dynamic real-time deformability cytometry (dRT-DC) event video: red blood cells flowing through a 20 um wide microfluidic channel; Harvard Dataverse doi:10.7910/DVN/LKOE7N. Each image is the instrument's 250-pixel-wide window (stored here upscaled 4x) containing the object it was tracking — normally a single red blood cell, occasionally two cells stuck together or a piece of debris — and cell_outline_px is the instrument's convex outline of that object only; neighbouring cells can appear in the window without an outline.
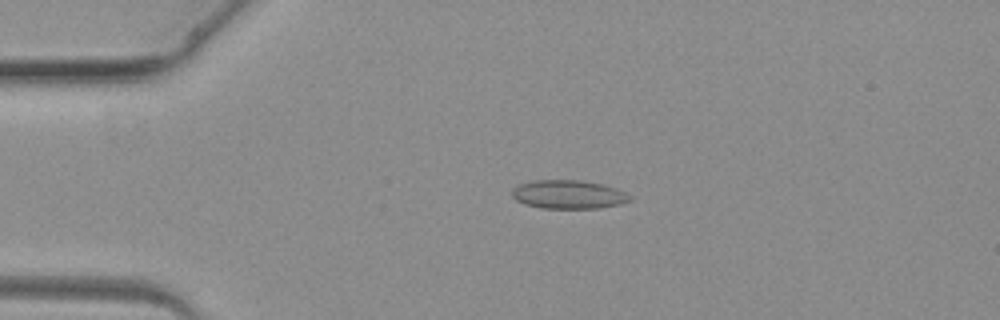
{"species": "common noctule bat (a hibernating species)", "species_latin": "Nyctalus noctula", "temperature_condition": "warm", "stored_images_in_passage": 39, "camera_frame_rate_fps": 3000, "um_per_image_px": 0.085, "animal": {"sex": "female", "body_mass_g": 19.3, "forearm_length_mm": 54.1}, "frame": {"image": 1, "passage_image": 8, "time_ms": 2.333, "image_size_px": [1000, 320], "cell_outline_px": [[632, 200], [620, 204], [600, 208], [540, 208], [524, 204], [516, 200], [512, 196], [512, 188], [520, 184], [532, 180], [580, 180], [600, 184], [616, 188], [632, 196]], "centroid_in_image_um": [48.31, 16.53], "position_along_channel_um": 36.7, "area_um2": 19.71}}
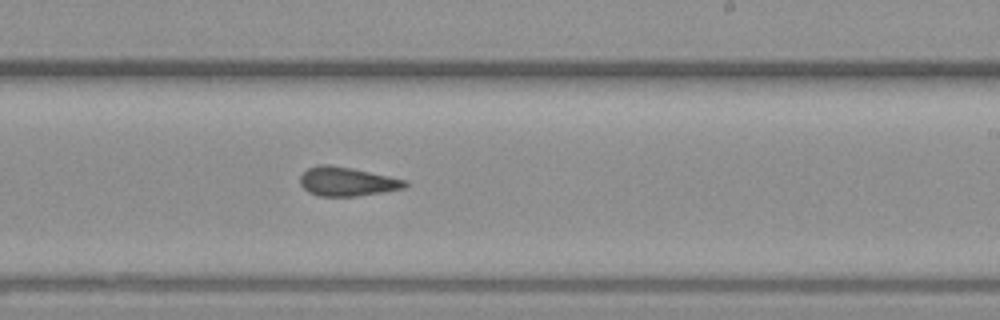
{"frame": {"image": 2, "passage_image": 23, "time_ms": 7.333, "image_size_px": [1000, 320], "cell_outline_px": [[408, 184], [404, 188], [356, 196], [320, 196], [308, 192], [300, 184], [300, 176], [308, 168], [320, 164], [328, 164], [352, 168], [408, 180]], "centroid_in_image_um": [29.49, 15.42], "position_along_channel_um": 259.5, "area_um2": 17.63}}
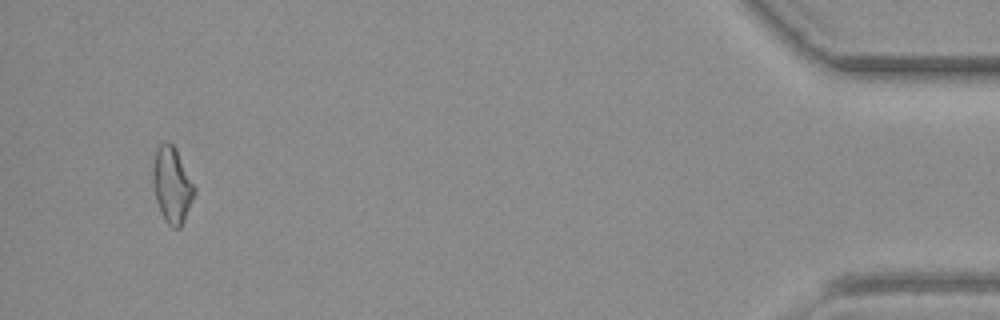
{"frame": {"image": 3, "passage_image": 37, "time_ms": 12.0, "image_size_px": [1000, 320], "cell_outline_px": [[196, 192], [184, 220], [180, 228], [172, 228], [164, 220], [160, 212], [156, 200], [152, 184], [152, 168], [156, 148], [160, 144], [168, 140], [176, 148], [196, 188]], "centroid_in_image_um": [14.61, 15.71], "position_along_channel_um": 420.6, "area_um2": 18.61}}